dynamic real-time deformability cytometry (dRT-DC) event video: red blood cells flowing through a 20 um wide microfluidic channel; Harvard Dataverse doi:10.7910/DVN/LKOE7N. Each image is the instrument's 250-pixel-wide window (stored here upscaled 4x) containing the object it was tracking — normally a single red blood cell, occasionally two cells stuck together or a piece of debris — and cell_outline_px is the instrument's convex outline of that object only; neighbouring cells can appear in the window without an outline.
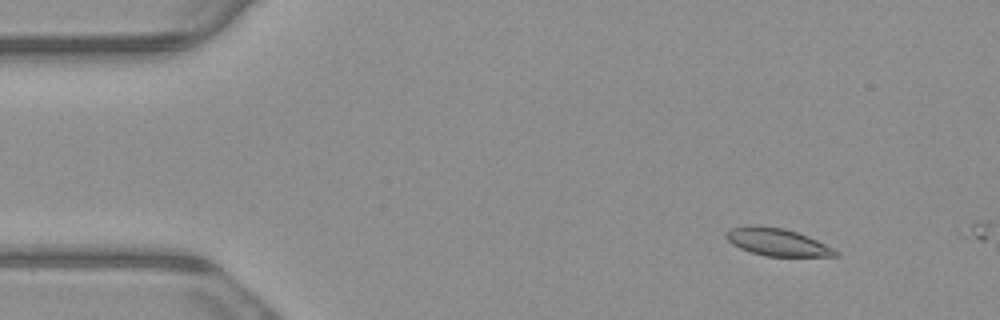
{"species": "common noctule bat (a hibernating species)", "species_latin": "Nyctalus noctula", "temperature_condition": "warm", "stored_images_in_passage": 3, "camera_frame_rate_fps": 3000, "um_per_image_px": 0.085, "animal": {"sex": "male", "body_mass_g": 23.1, "forearm_length_mm": 52.7}, "frame": {"image": 1, "passage_image": 2, "time_ms": 0.333, "image_size_px": [1000, 320], "cell_outline_px": [[840, 252], [836, 256], [764, 256], [740, 248], [732, 244], [724, 236], [724, 232], [732, 228], [752, 224], [784, 228], [808, 236]], "centroid_in_image_um": [66.01, 20.56], "position_along_channel_um": 19.0, "area_um2": 17.46}}